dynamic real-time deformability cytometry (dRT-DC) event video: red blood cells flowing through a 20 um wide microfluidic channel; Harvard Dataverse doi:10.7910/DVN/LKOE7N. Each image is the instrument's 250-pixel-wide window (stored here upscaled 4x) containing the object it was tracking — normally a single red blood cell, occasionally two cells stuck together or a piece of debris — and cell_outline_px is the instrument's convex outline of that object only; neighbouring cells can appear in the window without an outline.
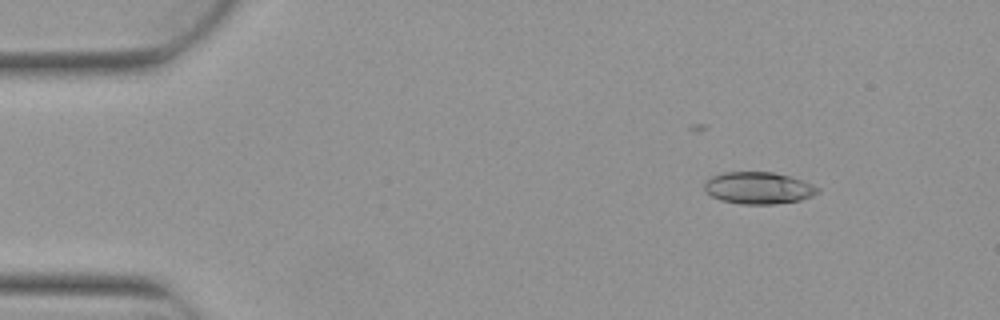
{"species": "Egyptian fruit bat (a non-hibernating species)", "species_latin": "Rousettus aegyptiacus", "temperature_condition": "warm", "stored_images_in_passage": 4, "camera_frame_rate_fps": 3000, "um_per_image_px": 0.085, "animal": {"sex": "female"}, "frame": {"image": 1, "passage_image": 2, "time_ms": 0.333, "image_size_px": [1000, 320], "cell_outline_px": [[820, 192], [812, 196], [800, 200], [776, 204], [740, 204], [720, 200], [704, 192], [704, 184], [712, 176], [724, 172], [772, 172], [788, 176], [812, 184], [820, 188]], "centroid_in_image_um": [64.45, 15.99], "position_along_channel_um": 20.5, "area_um2": 21.1}}